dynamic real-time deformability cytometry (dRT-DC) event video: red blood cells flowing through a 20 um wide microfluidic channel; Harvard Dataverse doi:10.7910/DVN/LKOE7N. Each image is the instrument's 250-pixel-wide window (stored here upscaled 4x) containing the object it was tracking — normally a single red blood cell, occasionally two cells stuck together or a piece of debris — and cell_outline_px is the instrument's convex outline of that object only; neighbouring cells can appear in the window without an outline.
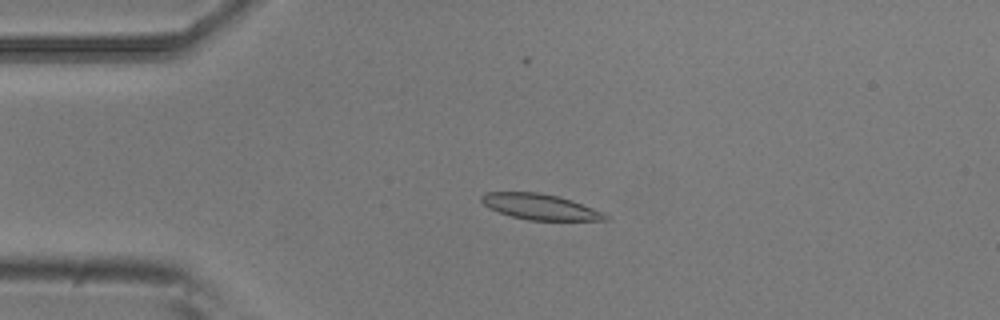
{"species": "common noctule bat (a hibernating species)", "species_latin": "Nyctalus noctula", "temperature_condition": "room temperature", "stored_images_in_passage": 5, "camera_frame_rate_fps": 3000, "um_per_image_px": 0.085, "animal": {"sex": "male", "body_mass_g": 20.5, "forearm_length_mm": 52.5}, "frame": {"image": 1, "passage_image": 4, "time_ms": 1.0, "image_size_px": [1000, 320], "cell_outline_px": [[608, 220], [528, 220], [512, 216], [488, 208], [480, 200], [480, 196], [484, 192], [540, 192], [572, 200], [604, 212], [608, 216]], "centroid_in_image_um": [45.89, 17.57], "position_along_channel_um": 39.1, "area_um2": 18.5}}